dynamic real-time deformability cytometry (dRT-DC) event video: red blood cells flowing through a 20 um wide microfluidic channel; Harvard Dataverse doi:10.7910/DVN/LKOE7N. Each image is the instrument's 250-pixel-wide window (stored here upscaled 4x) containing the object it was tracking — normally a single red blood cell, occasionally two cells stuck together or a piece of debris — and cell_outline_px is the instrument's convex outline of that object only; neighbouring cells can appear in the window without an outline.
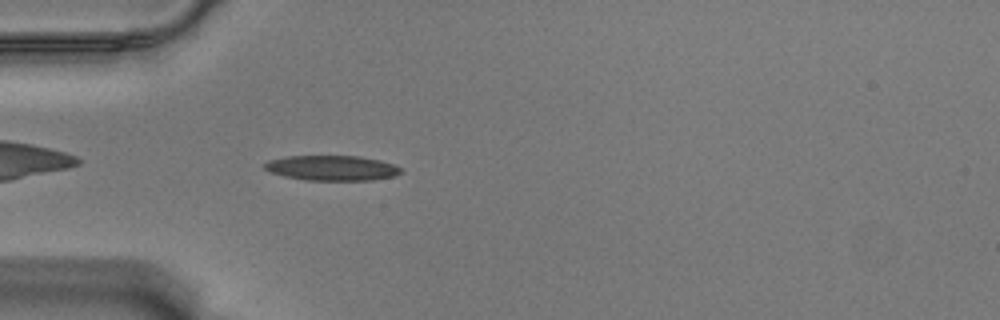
{"species": "Egyptian fruit bat (a non-hibernating species)", "species_latin": "Rousettus aegyptiacus", "temperature_condition": "warm", "stored_images_in_passage": 43, "camera_frame_rate_fps": 3000, "um_per_image_px": 0.085, "animal": {"sex": "male"}, "frame": {"image": 1, "passage_image": 3, "time_ms": 0.667, "image_size_px": [1000, 320], "cell_outline_px": [[400, 172], [396, 176], [372, 180], [308, 180], [284, 176], [272, 172], [264, 168], [264, 164], [268, 160], [288, 156], [360, 156], [380, 160], [392, 164], [400, 168]], "centroid_in_image_um": [28.22, 14.27], "position_along_channel_um": 56.8, "area_um2": 19.77}}
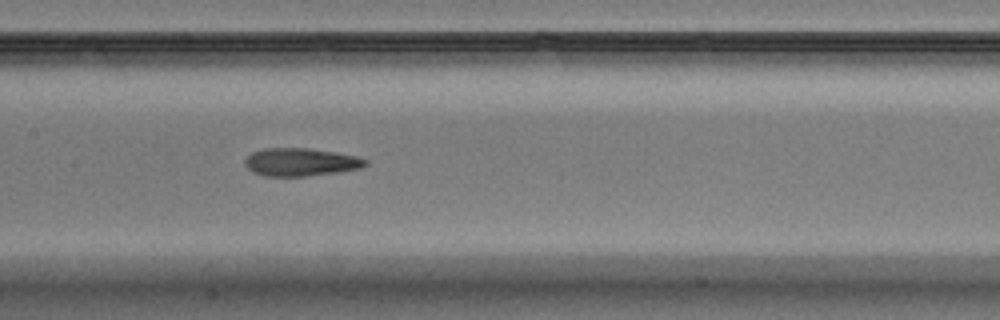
{"frame": {"image": 2, "passage_image": 14, "time_ms": 4.333, "image_size_px": [1000, 320], "cell_outline_px": [[368, 164], [360, 168], [336, 172], [304, 176], [264, 176], [252, 172], [244, 164], [244, 160], [252, 152], [264, 148], [308, 148], [336, 152], [356, 156], [368, 160]], "centroid_in_image_um": [25.54, 13.77], "position_along_channel_um": 181.9, "area_um2": 19.59}}
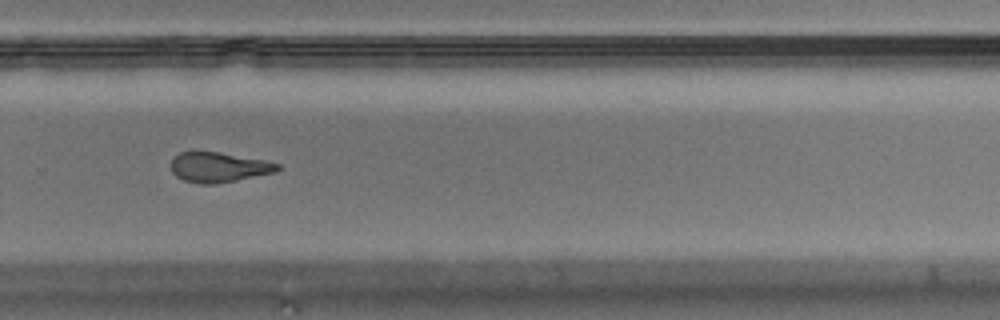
{"frame": {"image": 3, "passage_image": 25, "time_ms": 8.0, "image_size_px": [1000, 320], "cell_outline_px": [[284, 168], [276, 172], [216, 184], [200, 184], [184, 180], [176, 176], [172, 172], [172, 160], [180, 152], [196, 148], [220, 152], [264, 160], [280, 164]], "centroid_in_image_um": [18.59, 14.18], "position_along_channel_um": 311.2, "area_um2": 19.13}, "authors_computed_cell_mechanics": {"area_um2": 19.8832, "velocity_mm_per_s": 3.5403, "shape_relaxation_time_tau1_ms": 4.3522, "shape_relaxation_time_tau2_ms": 3.5402, "deformation_change_tau1": 0.1529, "deformation_change_tau2": 0.1217}}